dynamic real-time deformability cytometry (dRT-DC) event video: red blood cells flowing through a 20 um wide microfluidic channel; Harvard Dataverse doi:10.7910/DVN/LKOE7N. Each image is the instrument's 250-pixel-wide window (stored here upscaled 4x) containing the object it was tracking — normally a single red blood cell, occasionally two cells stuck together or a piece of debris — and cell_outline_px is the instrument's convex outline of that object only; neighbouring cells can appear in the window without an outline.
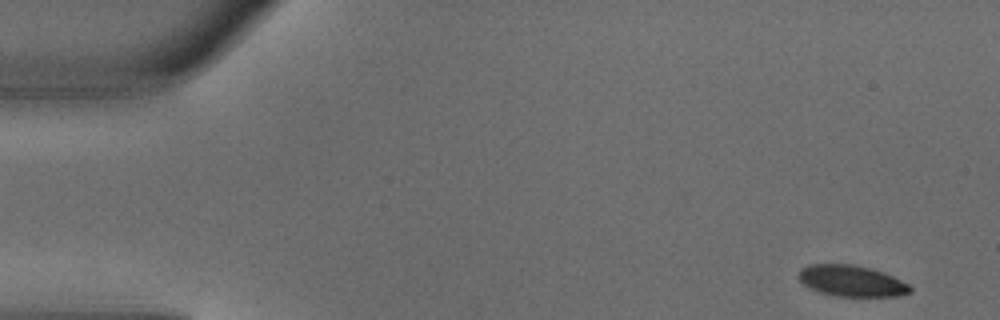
{"species": "common noctule bat (a hibernating species)", "species_latin": "Nyctalus noctula", "temperature_condition": "warm", "stored_images_in_passage": 4, "camera_frame_rate_fps": 3000, "um_per_image_px": 0.085, "animal": {"sex": "male", "body_mass_g": 18.8}, "frame": {"image": 1, "passage_image": 1, "time_ms": 0.0, "image_size_px": [1000, 320], "cell_outline_px": [[912, 292], [896, 296], [836, 296], [820, 292], [804, 284], [800, 280], [800, 272], [808, 264], [852, 264], [884, 272], [908, 284], [912, 288]], "centroid_in_image_um": [72.42, 23.88], "position_along_channel_um": 12.6, "area_um2": 19.88}}
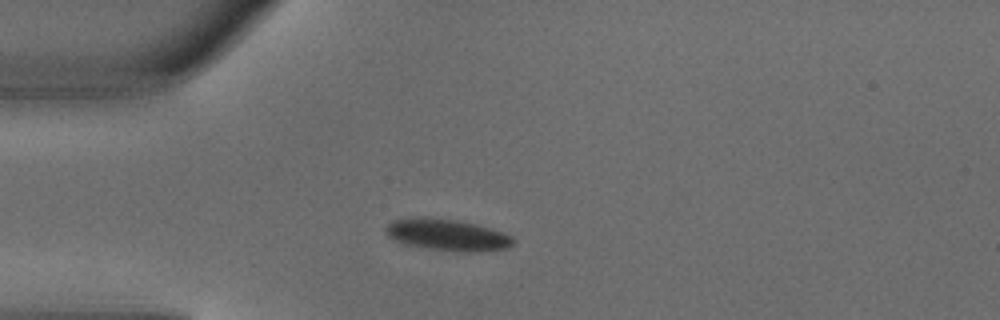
{"frame": {"image": 2, "passage_image": 4, "time_ms": 1.0, "image_size_px": [1000, 320], "cell_outline_px": [[516, 240], [508, 248], [476, 252], [460, 252], [428, 248], [404, 244], [388, 236], [384, 232], [384, 228], [392, 220], [424, 216], [456, 220], [476, 224], [504, 232], [512, 236]], "centroid_in_image_um": [38.02, 19.96], "position_along_channel_um": 47.0, "area_um2": 23.64}}